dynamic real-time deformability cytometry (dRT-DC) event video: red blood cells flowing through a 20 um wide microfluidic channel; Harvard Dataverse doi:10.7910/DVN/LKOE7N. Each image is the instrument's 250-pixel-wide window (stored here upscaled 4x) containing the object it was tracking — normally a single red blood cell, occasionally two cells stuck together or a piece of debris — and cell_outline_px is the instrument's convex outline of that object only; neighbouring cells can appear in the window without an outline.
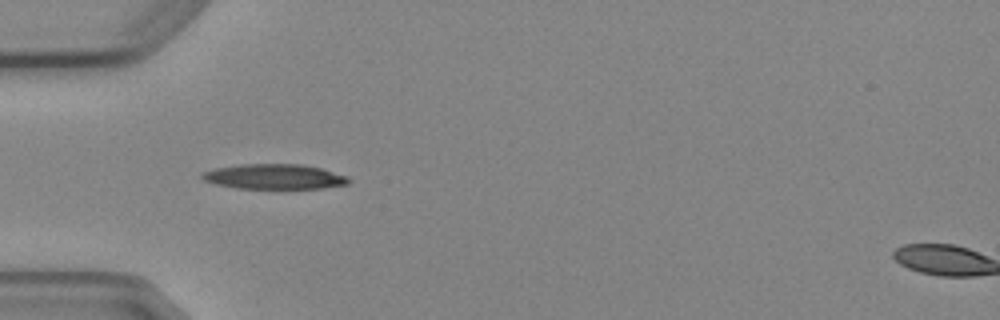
{"species": "Egyptian fruit bat (a non-hibernating species)", "species_latin": "Rousettus aegyptiacus", "temperature_condition": "cold", "stored_images_in_passage": 1, "camera_frame_rate_fps": 3000, "um_per_image_px": 0.085, "animal": {"sex": "female"}, "frame": {"image": 1, "passage_image": 1, "time_ms": 0.0, "image_size_px": [1000, 320], "cell_outline_px": [[352, 180], [348, 184], [324, 188], [236, 188], [216, 184], [204, 180], [200, 176], [204, 172], [212, 168], [240, 164], [300, 164], [320, 168], [348, 176]], "centroid_in_image_um": [23.32, 15.01], "position_along_channel_um": 61.7, "area_um2": 21.39}}